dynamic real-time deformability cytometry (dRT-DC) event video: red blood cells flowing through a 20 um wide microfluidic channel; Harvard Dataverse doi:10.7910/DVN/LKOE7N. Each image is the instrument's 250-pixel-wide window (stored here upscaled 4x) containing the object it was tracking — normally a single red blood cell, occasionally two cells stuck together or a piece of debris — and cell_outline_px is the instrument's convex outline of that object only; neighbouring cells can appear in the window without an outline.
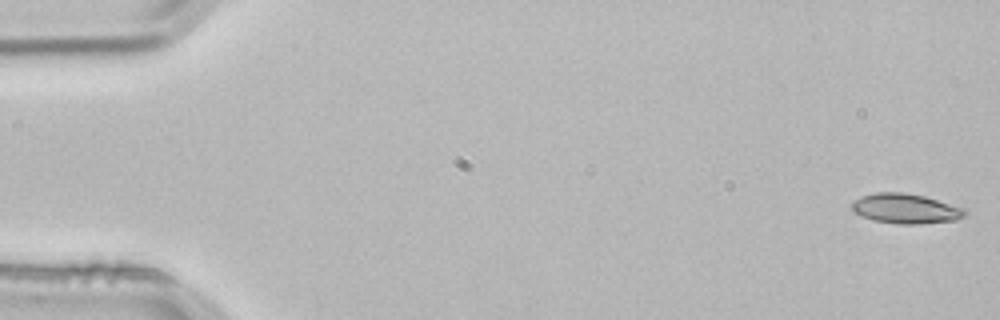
{"species": "common noctule bat (a hibernating species)", "species_latin": "Nyctalus noctula", "temperature_condition": "room temperature", "stored_images_in_passage": 2, "camera_frame_rate_fps": 3000, "um_per_image_px": 0.085, "animal": {"sex": "male", "body_mass_g": 21.5, "forearm_length_mm": 52.0}, "frame": {"image": 1, "passage_image": 1, "time_ms": 0.0, "image_size_px": [1000, 320], "cell_outline_px": [[968, 212], [964, 216], [956, 220], [920, 224], [896, 224], [872, 220], [860, 216], [852, 212], [852, 200], [860, 196], [876, 192], [904, 192], [924, 196], [964, 208]], "centroid_in_image_um": [76.93, 17.73], "position_along_channel_um": 8.1, "area_um2": 19.94}}